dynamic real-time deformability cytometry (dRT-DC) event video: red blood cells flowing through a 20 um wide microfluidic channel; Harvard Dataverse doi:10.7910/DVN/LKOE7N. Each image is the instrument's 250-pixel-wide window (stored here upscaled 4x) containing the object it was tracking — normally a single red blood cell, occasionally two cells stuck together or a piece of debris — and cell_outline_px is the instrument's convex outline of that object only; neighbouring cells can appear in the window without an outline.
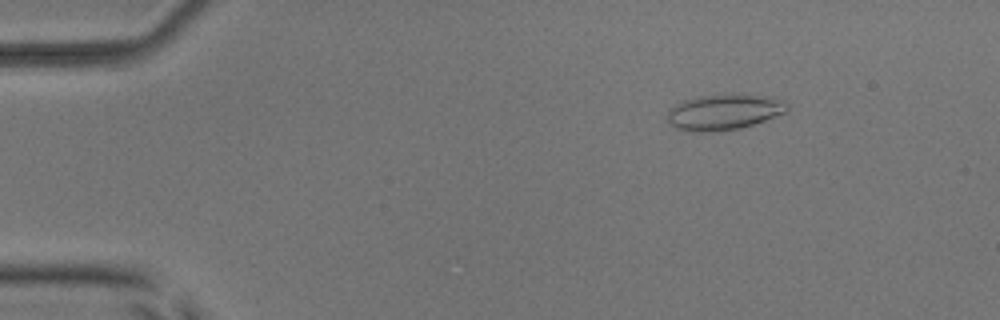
{"species": "common noctule bat (a hibernating species)", "species_latin": "Nyctalus noctula", "temperature_condition": "room temperature", "stored_images_in_passage": 53, "camera_frame_rate_fps": 3000, "um_per_image_px": 0.085, "animal": {"sex": "male", "body_mass_g": 17.9, "forearm_length_mm": 54.2}, "frame": {"image": 1, "passage_image": 8, "time_ms": 2.333, "image_size_px": [1000, 320], "cell_outline_px": [[788, 112], [740, 128], [712, 132], [692, 132], [676, 128], [668, 120], [668, 112], [676, 104], [684, 100], [696, 96], [724, 92], [744, 92], [772, 96], [784, 100], [788, 104]], "centroid_in_image_um": [61.6, 9.46], "position_along_channel_um": 23.4, "area_um2": 25.78}}
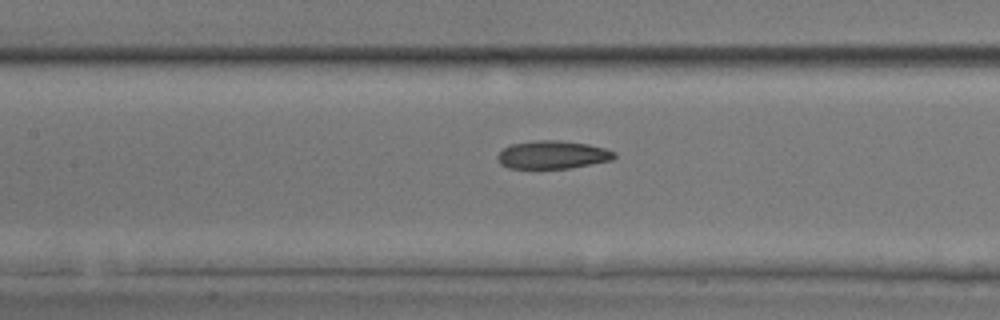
{"frame": {"image": 2, "passage_image": 25, "time_ms": 8.0, "image_size_px": [1000, 320], "cell_outline_px": [[616, 156], [612, 160], [568, 168], [508, 168], [500, 164], [496, 156], [504, 148], [512, 144], [536, 140], [560, 140], [588, 144], [604, 148], [616, 152]], "centroid_in_image_um": [46.97, 13.15], "position_along_channel_um": 160.4, "area_um2": 19.02}}
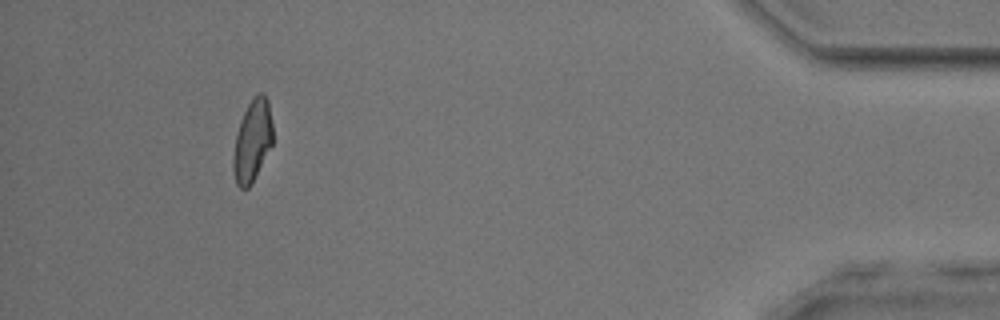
{"frame": {"image": 3, "passage_image": 49, "time_ms": 16.0, "image_size_px": [1000, 320], "cell_outline_px": [[272, 144], [252, 184], [248, 188], [240, 188], [236, 184], [232, 168], [232, 160], [236, 136], [240, 120], [248, 104], [260, 92], [264, 92], [268, 100], [272, 124]], "centroid_in_image_um": [21.44, 11.99], "position_along_channel_um": 413.8, "area_um2": 18.79}, "authors_computed_cell_mechanics": {"area_um2": 19.8832, "velocity_mm_per_s": 3.9375, "shape_relaxation_time_tau1_ms": null, "shape_relaxation_time_tau2_ms": 2.9798, "deformation_change_tau1": null, "deformation_change_tau2": 0.0885}}